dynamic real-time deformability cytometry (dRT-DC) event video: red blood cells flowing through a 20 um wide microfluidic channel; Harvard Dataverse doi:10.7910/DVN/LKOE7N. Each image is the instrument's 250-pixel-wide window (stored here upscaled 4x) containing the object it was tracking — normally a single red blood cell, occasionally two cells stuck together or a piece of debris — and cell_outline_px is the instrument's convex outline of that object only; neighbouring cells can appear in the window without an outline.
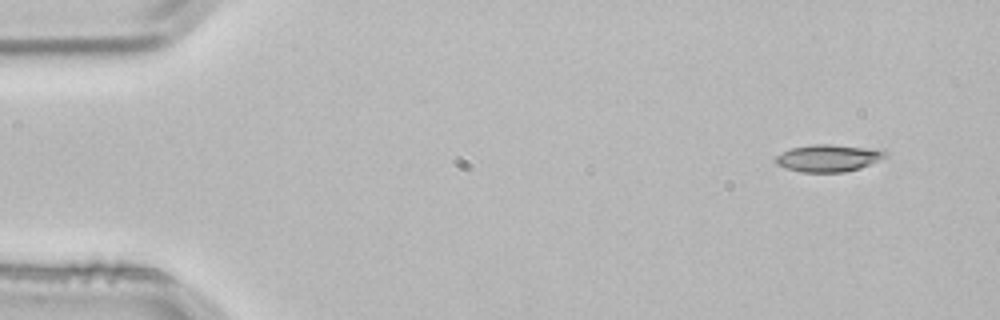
{"species": "common noctule bat (a hibernating species)", "species_latin": "Nyctalus noctula", "temperature_condition": "room temperature", "stored_images_in_passage": 3, "camera_frame_rate_fps": 3000, "um_per_image_px": 0.085, "animal": {"sex": "male", "body_mass_g": 21.5, "forearm_length_mm": 52.0}, "frame": {"image": 1, "passage_image": 1, "time_ms": 0.0, "image_size_px": [1000, 320], "cell_outline_px": [[888, 156], [860, 168], [844, 172], [800, 172], [784, 168], [776, 164], [776, 156], [792, 148], [812, 144], [832, 144], [884, 148], [888, 152]], "centroid_in_image_um": [70.49, 13.42], "position_along_channel_um": 14.5, "area_um2": 17.69}}
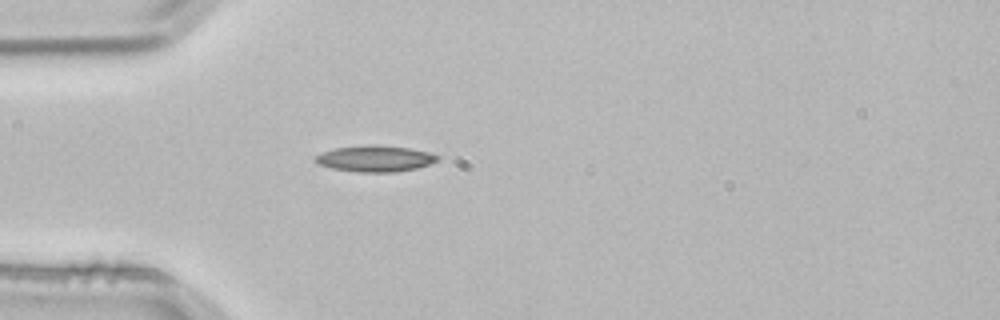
{"frame": {"image": 2, "passage_image": 3, "time_ms": 0.667, "image_size_px": [1000, 320], "cell_outline_px": [[440, 160], [416, 168], [392, 172], [360, 172], [332, 168], [320, 164], [312, 160], [316, 156], [324, 152], [336, 148], [368, 144], [376, 144], [408, 148], [428, 152], [440, 156]], "centroid_in_image_um": [31.9, 13.47], "position_along_channel_um": 53.1, "area_um2": 18.5}}